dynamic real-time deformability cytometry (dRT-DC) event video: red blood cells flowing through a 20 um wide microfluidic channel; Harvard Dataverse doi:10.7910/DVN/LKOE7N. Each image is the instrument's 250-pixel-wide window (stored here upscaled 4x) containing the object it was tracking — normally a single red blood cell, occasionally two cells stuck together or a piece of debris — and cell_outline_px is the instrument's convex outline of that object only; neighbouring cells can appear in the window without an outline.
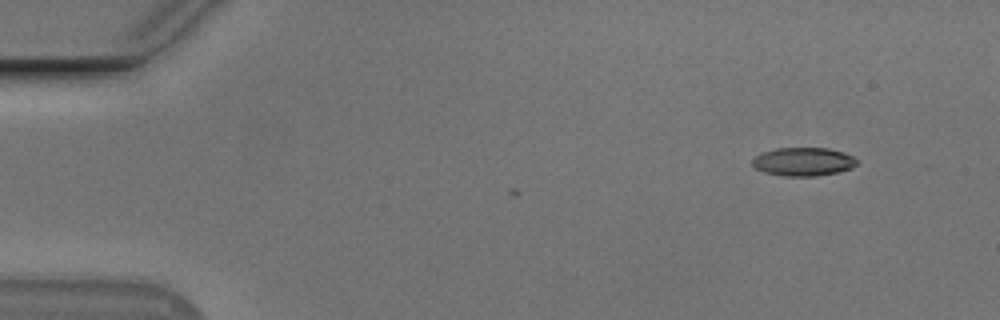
{"species": "Egyptian fruit bat (a non-hibernating species)", "species_latin": "Rousettus aegyptiacus", "temperature_condition": "cold", "stored_images_in_passage": 51, "camera_frame_rate_fps": 3000, "um_per_image_px": 0.085, "animal": {"sex": "male"}, "frame": {"image": 1, "passage_image": 1, "time_ms": 0.0, "image_size_px": [1000, 320], "cell_outline_px": [[856, 164], [852, 168], [836, 172], [816, 176], [784, 176], [764, 172], [756, 168], [752, 164], [752, 160], [756, 156], [764, 152], [776, 148], [828, 148], [844, 152], [852, 156], [856, 160]], "centroid_in_image_um": [68.28, 13.74], "position_along_channel_um": 16.7, "area_um2": 17.17}}
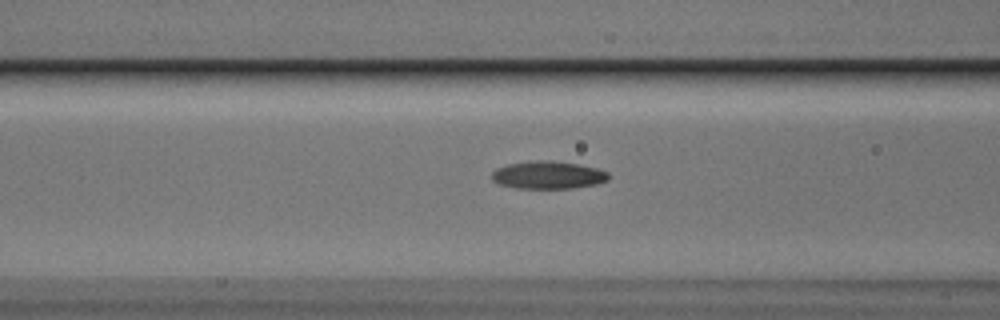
{"frame": {"image": 2, "passage_image": 18, "time_ms": 5.667, "image_size_px": [1000, 320], "cell_outline_px": [[608, 180], [596, 184], [572, 188], [516, 188], [500, 184], [492, 180], [492, 172], [496, 168], [508, 164], [528, 160], [552, 160], [580, 164], [596, 168], [608, 172]], "centroid_in_image_um": [46.57, 14.86], "position_along_channel_um": 120.0, "area_um2": 18.96}}
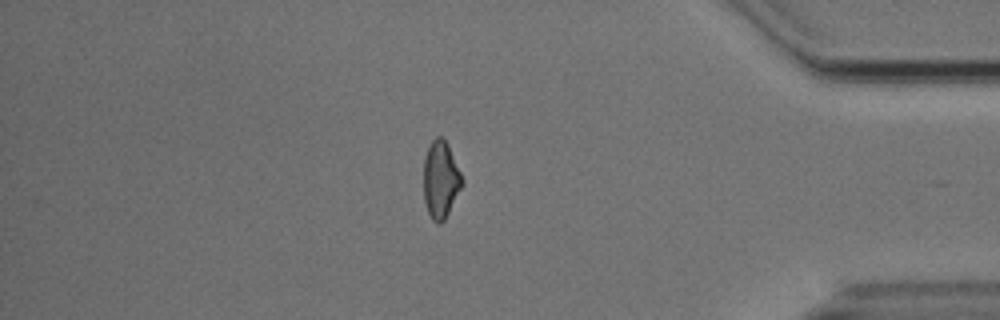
{"frame": {"image": 3, "passage_image": 43, "time_ms": 14.0, "image_size_px": [1000, 320], "cell_outline_px": [[464, 184], [444, 220], [440, 224], [436, 224], [432, 220], [428, 212], [424, 200], [424, 156], [432, 140], [436, 136], [440, 136], [448, 144], [464, 180]], "centroid_in_image_um": [37.46, 15.28], "position_along_channel_um": 397.7, "area_um2": 17.4}, "authors_computed_cell_mechanics": {"area_um2": 17.8602, "velocity_mm_per_s": 3.7204, "shape_relaxation_time_tau1_ms": 4.4952, "shape_relaxation_time_tau2_ms": 3.2382, "deformation_change_tau1": 0.1615, "deformation_change_tau2": 0.1011}}